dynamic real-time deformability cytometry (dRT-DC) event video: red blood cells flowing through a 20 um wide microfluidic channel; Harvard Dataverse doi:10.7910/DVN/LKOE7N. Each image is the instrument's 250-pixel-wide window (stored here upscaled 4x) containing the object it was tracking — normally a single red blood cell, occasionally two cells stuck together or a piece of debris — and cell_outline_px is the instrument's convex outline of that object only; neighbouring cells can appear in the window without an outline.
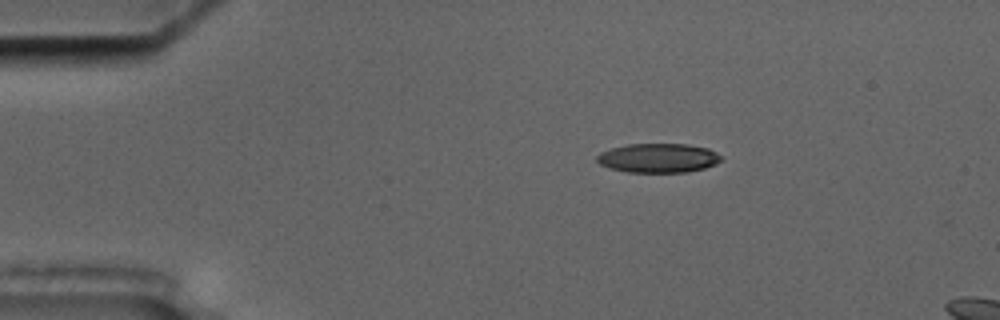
{"species": "common noctule bat (a hibernating species)", "species_latin": "Nyctalus noctula", "temperature_condition": "cold", "stored_images_in_passage": 3, "camera_frame_rate_fps": 3000, "um_per_image_px": 0.085, "animal": {"sex": "male", "body_mass_g": 17.5, "forearm_length_mm": 52.3}, "frame": {"image": 1, "passage_image": 1, "time_ms": 0.0, "image_size_px": [1000, 320], "cell_outline_px": [[720, 160], [716, 164], [704, 168], [688, 172], [628, 172], [608, 168], [600, 164], [596, 160], [596, 156], [600, 152], [612, 148], [628, 144], [688, 144], [708, 148], [716, 152], [720, 156]], "centroid_in_image_um": [55.93, 13.43], "position_along_channel_um": 29.1, "area_um2": 21.15}}